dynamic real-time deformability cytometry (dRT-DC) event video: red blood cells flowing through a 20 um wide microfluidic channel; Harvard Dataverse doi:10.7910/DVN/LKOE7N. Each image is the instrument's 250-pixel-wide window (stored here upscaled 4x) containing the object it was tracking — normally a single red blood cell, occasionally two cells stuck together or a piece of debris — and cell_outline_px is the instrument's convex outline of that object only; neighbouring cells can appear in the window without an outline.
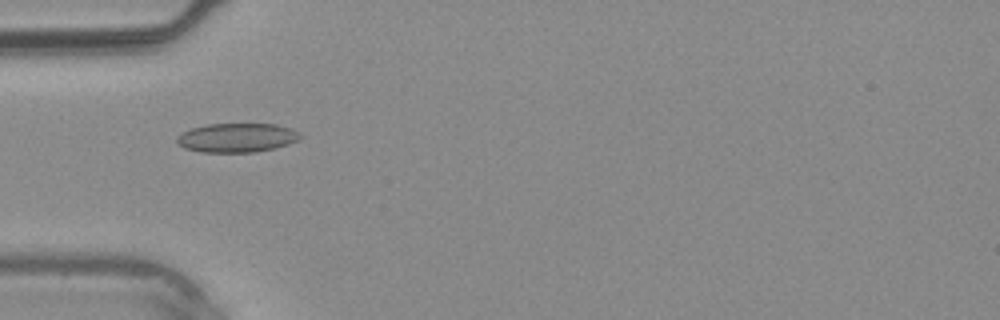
{"species": "common noctule bat (a hibernating species)", "species_latin": "Nyctalus noctula", "temperature_condition": "warm", "stored_images_in_passage": 2, "camera_frame_rate_fps": 3000, "um_per_image_px": 0.085, "animal": {"sex": "male", "body_mass_g": 20.4}, "frame": {"image": 1, "passage_image": 2, "time_ms": 1.0, "image_size_px": [1000, 320], "cell_outline_px": [[304, 136], [300, 140], [276, 148], [256, 152], [200, 152], [184, 148], [176, 144], [176, 136], [192, 128], [204, 124], [276, 124], [292, 128], [300, 132]], "centroid_in_image_um": [20.17, 11.71], "position_along_channel_um": 64.8, "area_um2": 21.27}}